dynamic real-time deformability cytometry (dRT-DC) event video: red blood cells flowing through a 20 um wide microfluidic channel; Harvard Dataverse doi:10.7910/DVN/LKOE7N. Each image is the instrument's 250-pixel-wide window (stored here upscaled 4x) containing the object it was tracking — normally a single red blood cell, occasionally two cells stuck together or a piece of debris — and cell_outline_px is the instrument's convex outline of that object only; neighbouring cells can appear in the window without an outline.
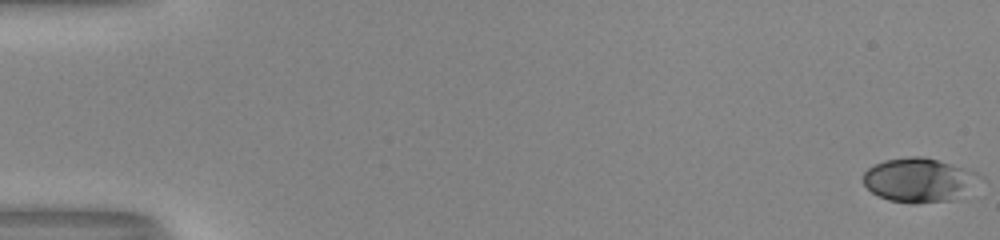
{"species": "human", "species_latin": "Homo sapiens", "temperature_condition": "room temperature", "stored_images_in_passage": 53, "camera_frame_rate_fps": 3000, "um_per_image_px": 0.085, "donor": {"sex": "male"}, "frame": {"image": 1, "passage_image": 1, "time_ms": 0.0, "image_size_px": [1000, 240], "cell_outline_px": [[984, 180], [952, 200], [916, 204], [912, 204], [888, 200], [872, 192], [864, 184], [864, 172], [868, 168], [884, 160], [908, 156], [924, 156], [976, 172], [984, 176]], "centroid_in_image_um": [78.14, 15.3], "position_along_channel_um": 6.9, "area_um2": 29.94}}
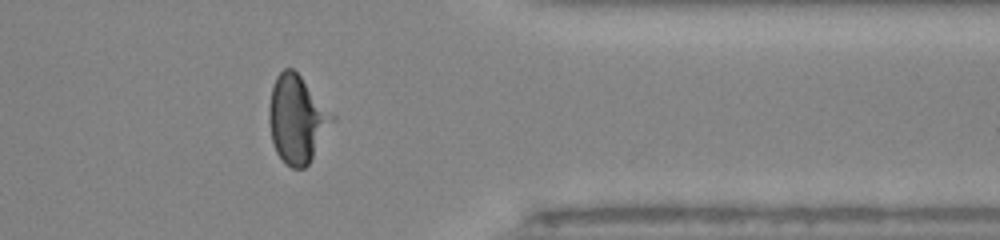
{"frame": {"image": 2, "passage_image": 44, "time_ms": 14.333, "image_size_px": [1000, 240], "cell_outline_px": [[324, 120], [312, 156], [308, 164], [304, 168], [292, 168], [284, 164], [276, 152], [272, 140], [268, 120], [268, 108], [272, 88], [276, 76], [284, 68], [292, 68], [300, 76], [324, 116]], "centroid_in_image_um": [24.96, 10.16], "position_along_channel_um": 386.4, "area_um2": 28.55}}
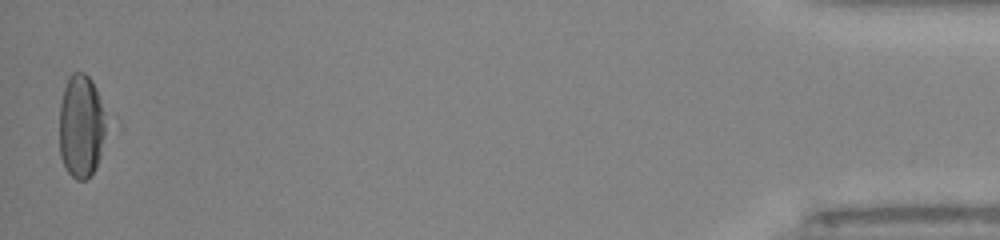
{"frame": {"image": 3, "passage_image": 53, "time_ms": 17.333, "image_size_px": [1000, 240], "cell_outline_px": [[104, 132], [100, 156], [96, 168], [84, 180], [76, 180], [64, 168], [60, 156], [60, 104], [64, 88], [68, 76], [72, 72], [84, 72], [92, 80], [96, 88], [104, 112]], "centroid_in_image_um": [6.87, 10.72], "position_along_channel_um": 428.3, "area_um2": 27.98}, "authors_computed_cell_mechanics": {"area_um2": 30.1138, "velocity_mm_per_s": 4.0568, "shape_relaxation_time_tau1_ms": 6.4396, "shape_relaxation_time_tau2_ms": null, "deformation_change_tau1": 0.2409, "deformation_change_tau2": null}}